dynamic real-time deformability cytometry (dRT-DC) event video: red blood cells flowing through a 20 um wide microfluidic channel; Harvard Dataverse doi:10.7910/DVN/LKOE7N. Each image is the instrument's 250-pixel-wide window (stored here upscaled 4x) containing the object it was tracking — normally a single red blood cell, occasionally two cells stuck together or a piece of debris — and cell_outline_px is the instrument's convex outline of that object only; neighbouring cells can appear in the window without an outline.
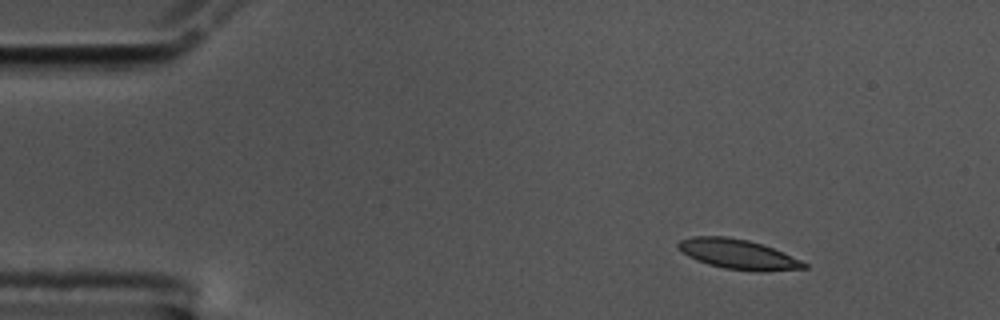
{"species": "common noctule bat (a hibernating species)", "species_latin": "Nyctalus noctula", "temperature_condition": "cold", "stored_images_in_passage": 38, "camera_frame_rate_fps": 3000, "um_per_image_px": 0.085, "animal": {"sex": "male", "body_mass_g": 17.5, "forearm_length_mm": 52.3}, "frame": {"image": 1, "passage_image": 1, "time_ms": 0.0, "image_size_px": [1000, 320], "cell_outline_px": [[808, 268], [764, 272], [756, 272], [724, 268], [708, 264], [696, 260], [688, 256], [676, 244], [680, 240], [692, 236], [728, 236], [748, 240], [772, 248], [800, 260], [808, 264]], "centroid_in_image_um": [62.74, 21.62], "position_along_channel_um": 22.3, "area_um2": 21.79}}
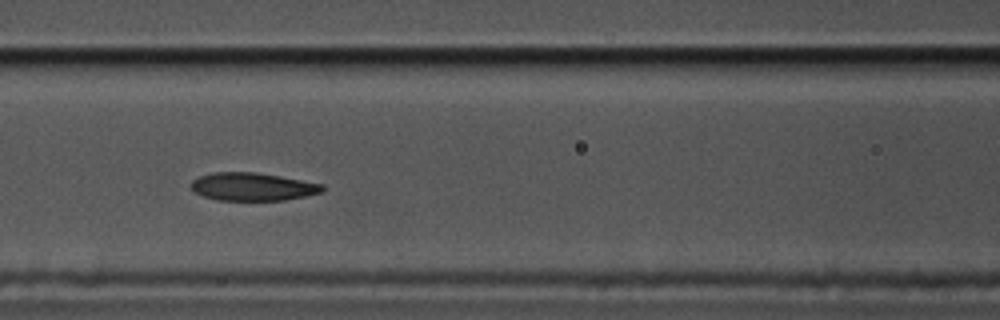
{"frame": {"image": 2, "passage_image": 18, "time_ms": 5.667, "image_size_px": [1000, 320], "cell_outline_px": [[324, 192], [284, 200], [216, 200], [204, 196], [196, 192], [192, 188], [192, 180], [200, 176], [212, 172], [256, 172], [280, 176], [324, 184]], "centroid_in_image_um": [21.5, 15.86], "position_along_channel_um": 145.1, "area_um2": 21.33}}
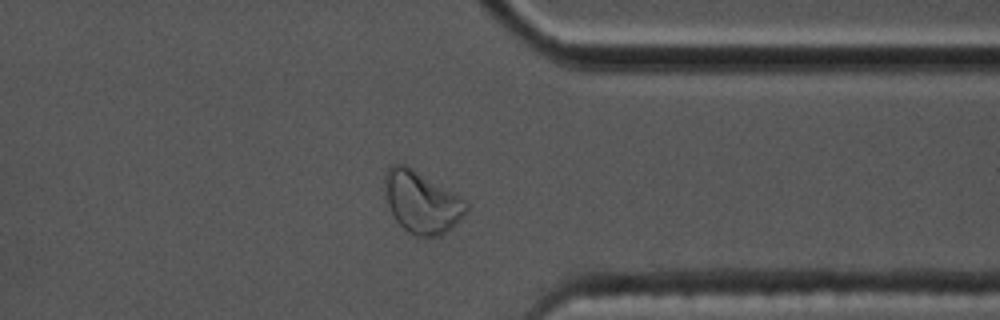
{"frame": {"image": 3, "passage_image": 38, "time_ms": 12.333, "image_size_px": [1000, 320], "cell_outline_px": [[468, 208], [456, 224], [452, 228], [440, 236], [416, 236], [408, 232], [392, 216], [388, 204], [384, 184], [384, 176], [388, 168], [392, 164], [404, 164], [468, 200]], "centroid_in_image_um": [35.85, 17.19], "position_along_channel_um": 375.6, "area_um2": 29.25}, "authors_computed_cell_mechanics": {"area_um2": 22.1085, "velocity_mm_per_s": 3.528, "shape_relaxation_time_tau1_ms": 3.7045, "shape_relaxation_time_tau2_ms": 3.5509, "deformation_change_tau1": 0.1551, "deformation_change_tau2": 0.1093}}